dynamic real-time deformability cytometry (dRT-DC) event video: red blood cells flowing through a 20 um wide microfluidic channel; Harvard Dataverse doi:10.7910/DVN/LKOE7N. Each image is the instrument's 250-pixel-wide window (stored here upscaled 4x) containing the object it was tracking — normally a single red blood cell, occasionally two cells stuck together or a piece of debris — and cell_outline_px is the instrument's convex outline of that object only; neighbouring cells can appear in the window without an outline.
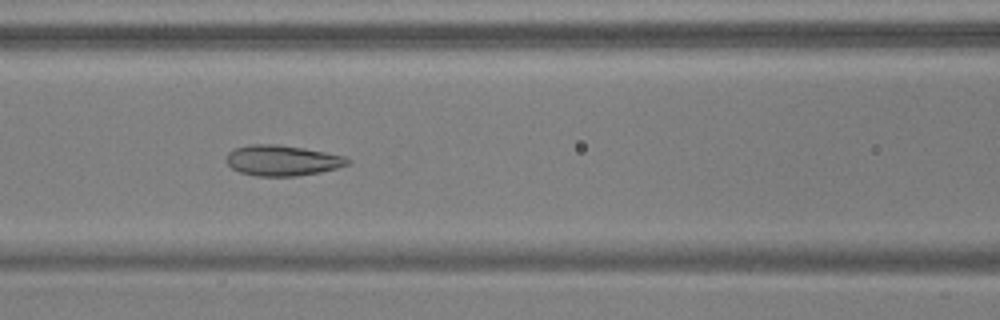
{"species": "common noctule bat (a hibernating species)", "species_latin": "Nyctalus noctula", "temperature_condition": "warm", "stored_images_in_passage": 53, "camera_frame_rate_fps": 3000, "um_per_image_px": 0.085, "animal": {"sex": "male", "body_mass_g": 17.9, "forearm_length_mm": 54.2}, "frame": {"image": 1, "passage_image": 23, "time_ms": 7.333, "image_size_px": [1000, 320], "cell_outline_px": [[352, 160], [348, 164], [336, 168], [320, 172], [296, 176], [256, 176], [240, 172], [232, 168], [228, 164], [228, 152], [236, 148], [252, 144], [276, 144], [324, 152], [344, 156]], "centroid_in_image_um": [24.0, 13.64], "position_along_channel_um": 142.6, "area_um2": 21.27}}
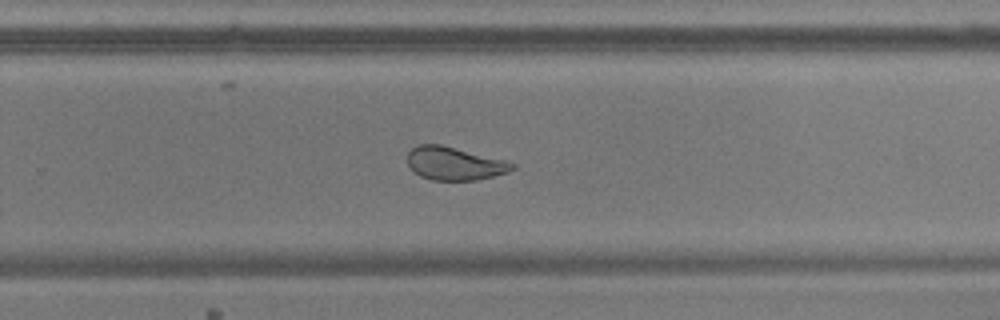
{"frame": {"image": 2, "passage_image": 35, "time_ms": 11.333, "image_size_px": [1000, 320], "cell_outline_px": [[516, 168], [508, 172], [476, 180], [432, 180], [420, 176], [408, 164], [408, 152], [412, 148], [420, 144], [440, 144], [504, 160], [516, 164]], "centroid_in_image_um": [38.63, 13.9], "position_along_channel_um": 291.2, "area_um2": 20.0}}
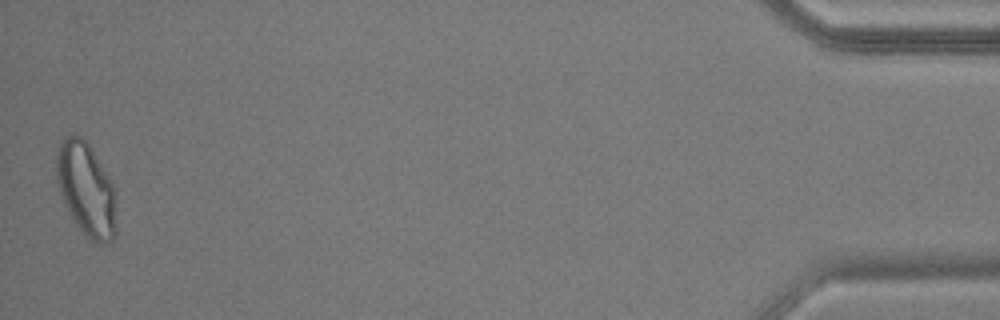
{"frame": {"image": 3, "passage_image": 53, "time_ms": 17.333, "image_size_px": [1000, 320], "cell_outline_px": [[116, 236], [112, 240], [104, 244], [100, 244], [84, 236], [76, 224], [64, 204], [60, 196], [56, 180], [56, 152], [60, 144], [68, 136], [80, 136], [88, 144], [108, 176], [112, 184], [116, 228]], "centroid_in_image_um": [7.29, 16.14], "position_along_channel_um": 427.9, "area_um2": 32.19}, "authors_computed_cell_mechanics": {"area_um2": 24.3916, "velocity_mm_per_s": 3.7319, "shape_relaxation_time_tau1_ms": null, "shape_relaxation_time_tau2_ms": 1.1668, "deformation_change_tau1": null, "deformation_change_tau2": 0.073}}